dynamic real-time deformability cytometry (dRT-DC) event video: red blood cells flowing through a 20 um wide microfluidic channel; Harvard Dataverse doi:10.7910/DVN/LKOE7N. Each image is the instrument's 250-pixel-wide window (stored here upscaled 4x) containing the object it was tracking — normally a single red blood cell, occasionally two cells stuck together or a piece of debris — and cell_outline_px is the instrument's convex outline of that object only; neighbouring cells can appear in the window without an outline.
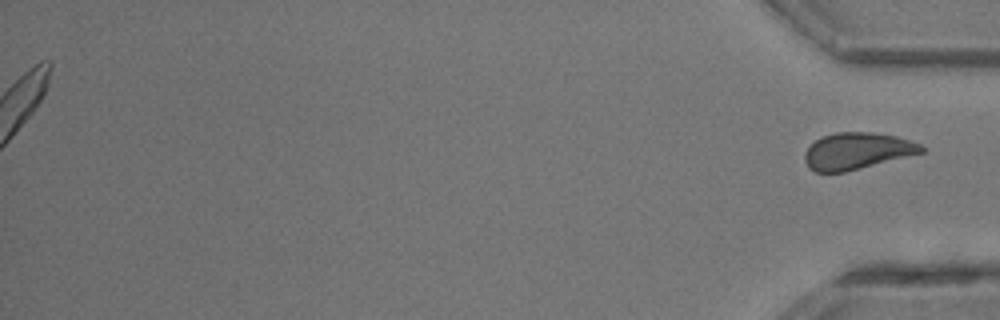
{"species": "common noctule bat (a hibernating species)", "species_latin": "Nyctalus noctula", "temperature_condition": "room temperature", "stored_images_in_passage": 33, "segment_of_instrument_passage": [2, 2], "camera_frame_rate_fps": 3000, "um_per_image_px": 0.085, "animal": {"sex": "male", "body_mass_g": 13.3}, "frame": {"image": 1, "passage_image": 33, "time_ms": 10.667, "image_size_px": [1000, 320], "cell_outline_px": [[924, 152], [844, 172], [816, 172], [808, 168], [804, 160], [804, 152], [820, 136], [836, 132], [872, 132], [896, 136], [920, 144], [924, 148]], "centroid_in_image_um": [72.81, 12.83], "position_along_channel_um": 362.4, "area_um2": 24.8}}